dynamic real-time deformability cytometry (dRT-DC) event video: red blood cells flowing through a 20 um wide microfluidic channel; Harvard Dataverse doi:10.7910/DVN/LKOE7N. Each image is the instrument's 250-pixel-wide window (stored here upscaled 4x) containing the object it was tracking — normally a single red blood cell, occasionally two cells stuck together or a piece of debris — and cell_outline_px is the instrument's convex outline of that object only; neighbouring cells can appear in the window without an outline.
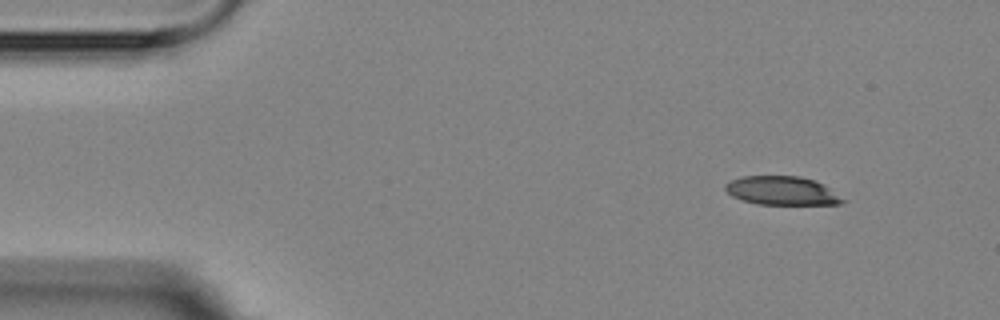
{"species": "Egyptian fruit bat (a non-hibernating species)", "species_latin": "Rousettus aegyptiacus", "temperature_condition": "room temperature", "stored_images_in_passage": 15, "camera_frame_rate_fps": 3000, "um_per_image_px": 0.085, "animal": {"sex": "female"}, "frame": {"image": 1, "passage_image": 1, "time_ms": 0.0, "image_size_px": [1000, 320], "cell_outline_px": [[848, 200], [840, 204], [756, 204], [732, 196], [724, 188], [724, 184], [732, 180], [744, 176], [800, 176], [816, 180], [824, 184]], "centroid_in_image_um": [66.52, 16.21], "position_along_channel_um": 18.5, "area_um2": 19.71}}
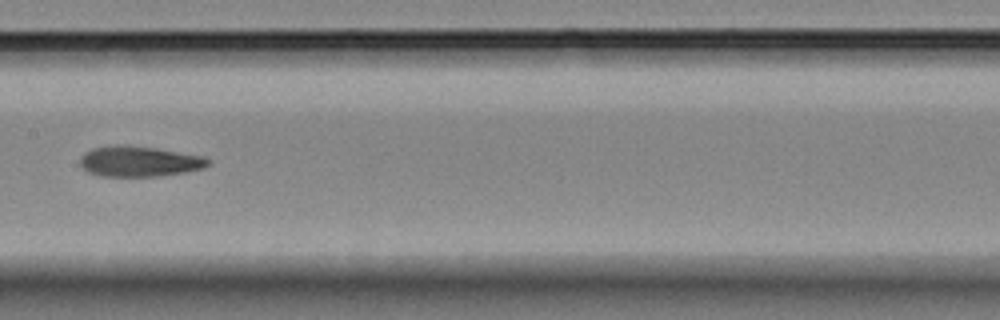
{"frame": {"image": 2, "passage_image": 7, "time_ms": 7.333, "image_size_px": [1000, 320], "cell_outline_px": [[212, 160], [208, 164], [200, 168], [184, 172], [156, 176], [100, 176], [88, 172], [80, 164], [80, 156], [84, 152], [92, 148], [112, 144], [124, 144], [156, 148], [204, 156]], "centroid_in_image_um": [11.78, 13.69], "position_along_channel_um": 195.6, "area_um2": 22.83}}
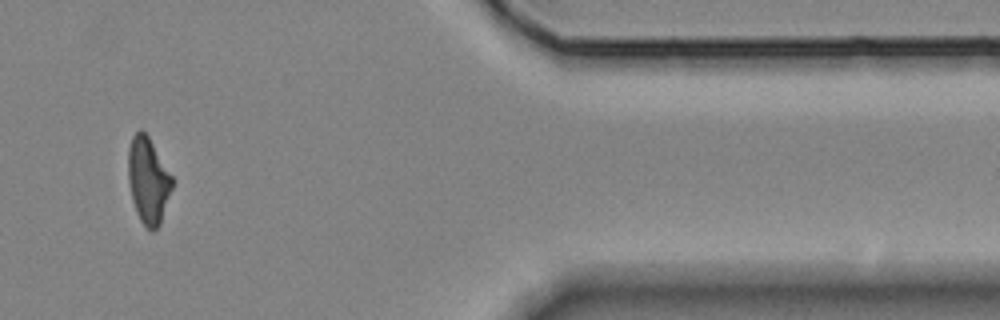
{"frame": {"image": 3, "passage_image": 13, "time_ms": 14.0, "image_size_px": [1000, 320], "cell_outline_px": [[176, 180], [160, 224], [152, 232], [140, 220], [136, 212], [132, 200], [128, 180], [128, 148], [132, 136], [140, 128], [148, 136]], "centroid_in_image_um": [12.62, 15.33], "position_along_channel_um": 398.8, "area_um2": 22.48}, "authors_computed_cell_mechanics": {"area_um2": 22.7732, "velocity_mm_per_s": 3.5879, "shape_relaxation_time_tau1_ms": 6.6589, "shape_relaxation_time_tau2_ms": 4.2687, "deformation_change_tau1": 0.1594, "deformation_change_tau2": 0.1159}}